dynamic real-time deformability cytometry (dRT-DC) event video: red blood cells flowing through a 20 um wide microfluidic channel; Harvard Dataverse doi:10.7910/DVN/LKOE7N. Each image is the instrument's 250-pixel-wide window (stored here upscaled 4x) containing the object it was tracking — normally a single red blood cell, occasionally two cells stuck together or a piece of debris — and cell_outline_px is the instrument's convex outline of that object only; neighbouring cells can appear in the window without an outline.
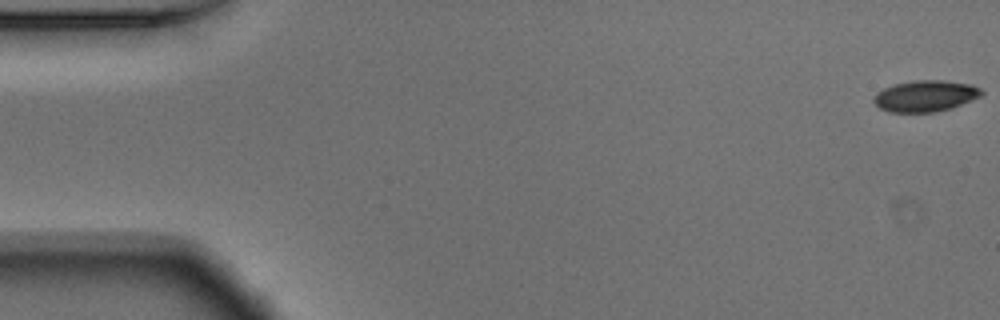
{"species": "Egyptian fruit bat (a non-hibernating species)", "species_latin": "Rousettus aegyptiacus", "temperature_condition": "warm", "stored_images_in_passage": 54, "camera_frame_rate_fps": 3000, "um_per_image_px": 0.085, "animal": {"sex": "male"}, "frame": {"image": 1, "passage_image": 1, "time_ms": 0.0, "image_size_px": [1000, 320], "cell_outline_px": [[984, 92], [980, 96], [960, 104], [936, 112], [888, 112], [880, 108], [872, 100], [872, 96], [876, 92], [892, 84], [912, 80], [944, 80], [972, 84], [980, 88]], "centroid_in_image_um": [78.6, 8.14], "position_along_channel_um": 6.4, "area_um2": 19.71}}
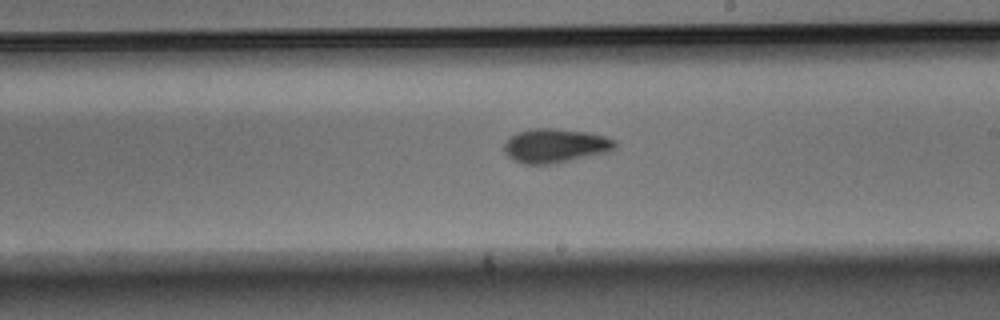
{"frame": {"image": 2, "passage_image": 31, "time_ms": 10.0, "image_size_px": [1000, 320], "cell_outline_px": [[616, 148], [612, 152], [556, 164], [524, 164], [512, 160], [504, 152], [504, 144], [516, 132], [532, 128], [556, 128], [588, 132], [604, 136], [616, 140]], "centroid_in_image_um": [47.24, 12.4], "position_along_channel_um": 241.8, "area_um2": 22.54}}
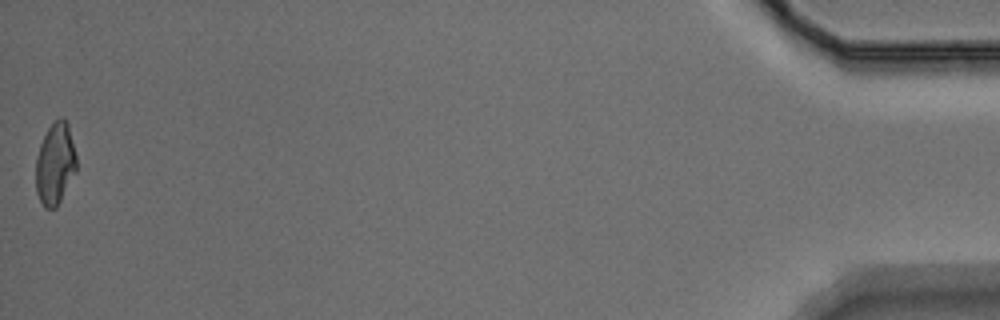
{"frame": {"image": 3, "passage_image": 54, "time_ms": 17.667, "image_size_px": [1000, 320], "cell_outline_px": [[76, 168], [56, 208], [44, 208], [36, 192], [36, 156], [40, 144], [48, 128], [60, 116], [64, 116], [68, 124], [76, 156]], "centroid_in_image_um": [4.67, 13.89], "position_along_channel_um": 430.5, "area_um2": 19.07}, "authors_computed_cell_mechanics": {"area_um2": 20.4034, "velocity_mm_per_s": 3.7517, "shape_relaxation_time_tau1_ms": 3.8643, "shape_relaxation_time_tau2_ms": 4.1273, "deformation_change_tau1": 0.1351, "deformation_change_tau2": 0.0838}}